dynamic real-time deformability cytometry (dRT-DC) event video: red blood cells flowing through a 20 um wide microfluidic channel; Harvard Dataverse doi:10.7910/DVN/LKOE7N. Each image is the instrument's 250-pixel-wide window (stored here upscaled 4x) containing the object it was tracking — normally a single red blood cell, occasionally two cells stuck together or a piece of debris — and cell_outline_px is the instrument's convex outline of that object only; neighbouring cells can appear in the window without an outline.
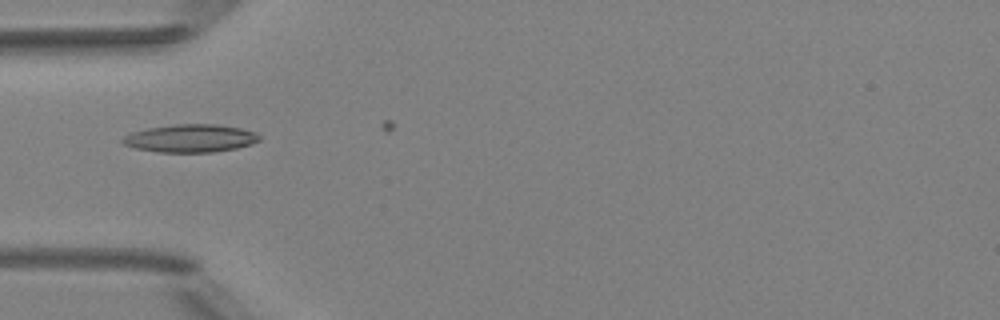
{"species": "Egyptian fruit bat (a non-hibernating species)", "species_latin": "Rousettus aegyptiacus", "temperature_condition": "room temperature", "stored_images_in_passage": 6, "camera_frame_rate_fps": 3000, "um_per_image_px": 0.085, "animal": {"sex": "female"}, "frame": {"image": 1, "passage_image": 5, "time_ms": 4.333, "image_size_px": [1000, 320], "cell_outline_px": [[260, 140], [252, 144], [236, 148], [212, 152], [156, 152], [136, 148], [124, 144], [120, 140], [124, 136], [132, 132], [148, 128], [176, 124], [216, 124], [240, 128], [256, 132], [260, 136]], "centroid_in_image_um": [16.2, 11.75], "position_along_channel_um": 68.8, "area_um2": 22.2}}